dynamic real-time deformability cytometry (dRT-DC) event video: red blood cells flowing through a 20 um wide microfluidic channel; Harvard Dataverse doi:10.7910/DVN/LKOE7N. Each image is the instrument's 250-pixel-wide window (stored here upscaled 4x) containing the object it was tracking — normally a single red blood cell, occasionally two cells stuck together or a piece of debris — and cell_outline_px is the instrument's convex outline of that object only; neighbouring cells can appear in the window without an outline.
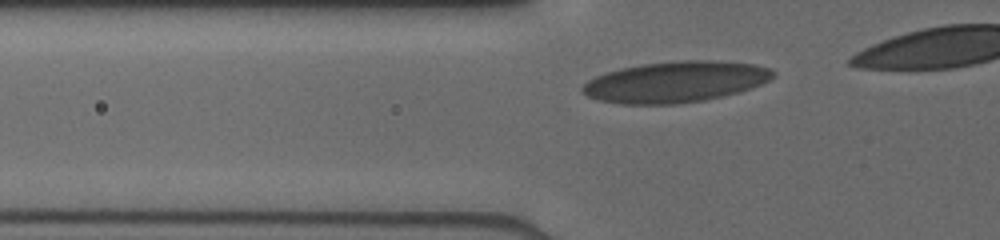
{"species": "human", "species_latin": "Homo sapiens", "temperature_condition": "cold", "stored_images_in_passage": 4, "camera_frame_rate_fps": 3000, "um_per_image_px": 0.085, "donor": {"sex": "male"}, "frame": {"image": 1, "passage_image": 2, "time_ms": 0.333, "image_size_px": [1000, 240], "cell_outline_px": [[776, 72], [768, 80], [752, 88], [740, 92], [704, 100], [676, 104], [620, 104], [600, 100], [588, 96], [580, 92], [580, 88], [588, 80], [604, 72], [620, 68], [640, 64], [680, 60], [712, 60], [756, 64], [768, 68]], "centroid_in_image_um": [57.38, 6.95], "position_along_channel_um": 68.4, "area_um2": 45.72}}